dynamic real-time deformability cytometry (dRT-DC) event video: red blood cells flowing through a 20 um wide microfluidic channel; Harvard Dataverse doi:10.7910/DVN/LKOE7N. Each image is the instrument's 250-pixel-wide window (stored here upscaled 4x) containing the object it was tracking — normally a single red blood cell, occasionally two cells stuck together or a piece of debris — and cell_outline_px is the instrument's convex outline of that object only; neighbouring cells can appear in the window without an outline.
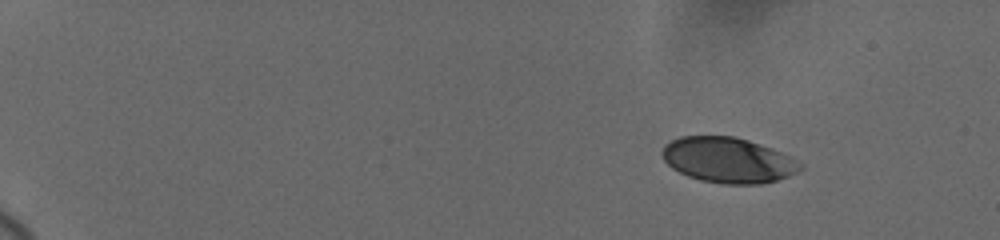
{"species": "human", "species_latin": "Homo sapiens", "temperature_condition": "cold", "stored_images_in_passage": 86, "camera_frame_rate_fps": 3000, "um_per_image_px": 0.085, "donor": {"sex": "female"}, "frame": {"image": 1, "passage_image": 1, "time_ms": 0.0, "image_size_px": [1000, 240], "cell_outline_px": [[804, 168], [788, 176], [776, 180], [760, 184], [724, 184], [700, 180], [688, 176], [672, 168], [664, 160], [660, 152], [664, 144], [680, 136], [732, 136], [748, 140], [780, 152], [804, 164]], "centroid_in_image_um": [61.86, 13.61], "position_along_channel_um": 23.1, "area_um2": 36.41}}
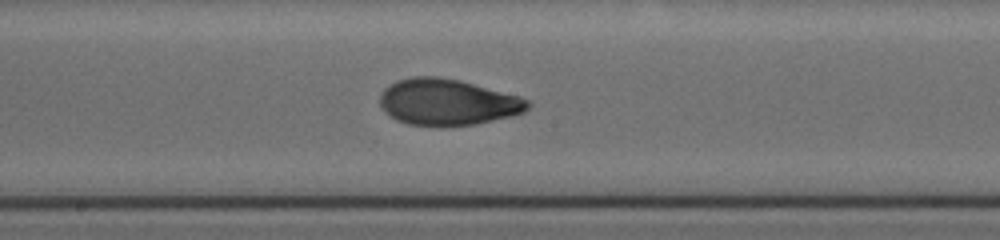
{"frame": {"image": 2, "passage_image": 52, "time_ms": 9.0, "image_size_px": [1000, 240], "cell_outline_px": [[532, 104], [524, 112], [512, 116], [476, 124], [440, 128], [408, 124], [396, 120], [380, 104], [380, 96], [384, 88], [396, 80], [412, 76], [436, 76], [460, 80], [520, 96], [528, 100]], "centroid_in_image_um": [38.06, 8.69], "position_along_channel_um": 210.1, "area_um2": 40.34}}
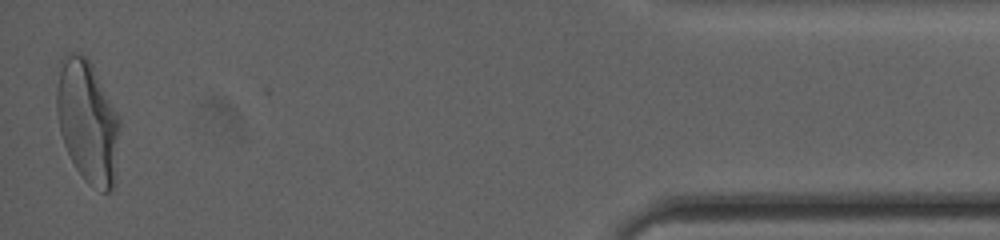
{"frame": {"image": 3, "passage_image": 85, "time_ms": 16.667, "image_size_px": [1000, 240], "cell_outline_px": [[120, 124], [116, 180], [112, 192], [100, 192], [88, 184], [84, 180], [76, 168], [64, 144], [60, 132], [56, 112], [56, 92], [60, 60], [68, 52], [80, 52], [92, 64], [120, 116]], "centroid_in_image_um": [7.47, 10.35], "position_along_channel_um": 427.7, "area_um2": 45.89}, "authors_computed_cell_mechanics": {"area_um2": 38.8994, "velocity_mm_per_s": 3.6769, "shape_relaxation_time_tau1_ms": 4.2426, "shape_relaxation_time_tau2_ms": 1.2864, "deformation_change_tau1": 0.1777, "deformation_change_tau2": 0.0596}}